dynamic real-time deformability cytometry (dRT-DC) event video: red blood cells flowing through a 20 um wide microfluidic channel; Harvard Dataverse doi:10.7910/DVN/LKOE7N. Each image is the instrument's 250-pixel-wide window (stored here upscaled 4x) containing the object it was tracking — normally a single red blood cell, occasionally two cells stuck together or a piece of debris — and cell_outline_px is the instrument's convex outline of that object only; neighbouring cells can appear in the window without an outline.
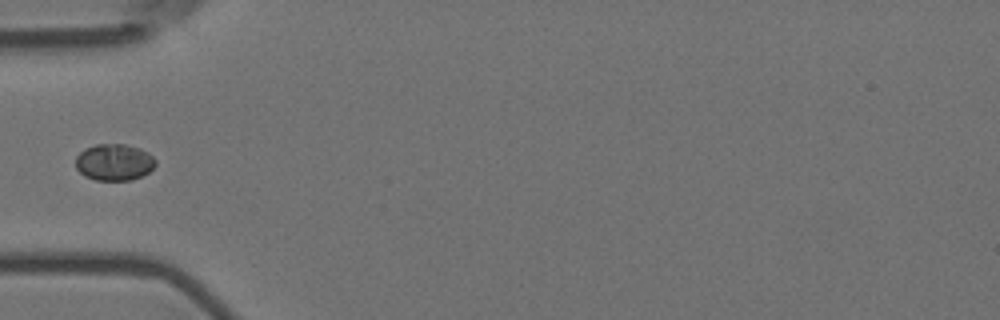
{"species": "Egyptian fruit bat (a non-hibernating species)", "species_latin": "Rousettus aegyptiacus", "temperature_condition": "room temperature", "stored_images_in_passage": 11, "camera_frame_rate_fps": 3000, "um_per_image_px": 0.085, "animal": {"sex": "female"}, "frame": {"image": 1, "passage_image": 1, "time_ms": 0.0, "image_size_px": [1000, 320], "cell_outline_px": [[156, 164], [148, 172], [132, 180], [96, 180], [84, 176], [76, 168], [76, 156], [84, 148], [96, 144], [124, 144], [140, 148], [148, 152], [156, 160]], "centroid_in_image_um": [9.69, 13.78], "position_along_channel_um": 75.3, "area_um2": 17.11}}
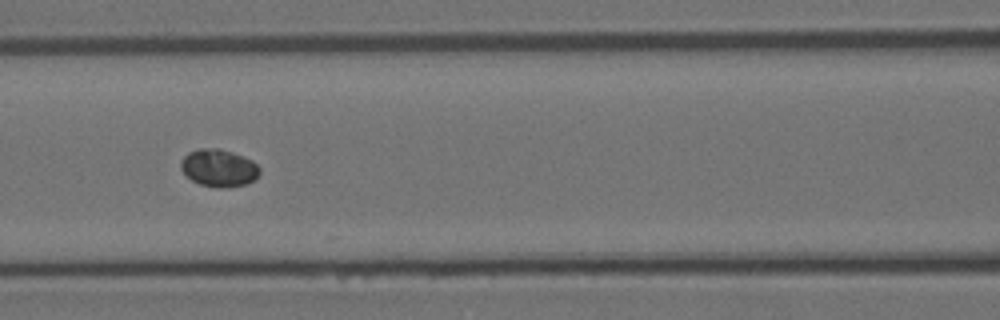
{"frame": {"image": 2, "passage_image": 7, "time_ms": 2.0, "image_size_px": [1000, 320], "cell_outline_px": [[260, 172], [252, 180], [244, 184], [224, 188], [216, 188], [200, 184], [192, 180], [180, 168], [180, 160], [188, 152], [200, 148], [220, 148], [244, 156], [252, 160], [260, 168]], "centroid_in_image_um": [18.58, 14.26], "position_along_channel_um": 148.0, "area_um2": 17.17}}
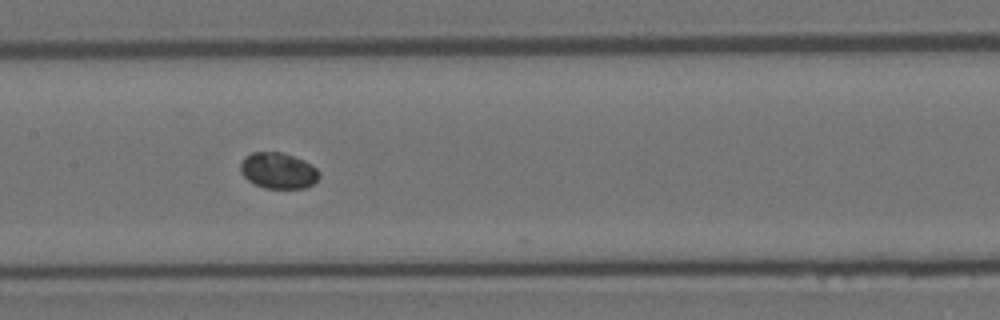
{"frame": {"image": 3, "passage_image": 10, "time_ms": 3.0, "image_size_px": [1000, 320], "cell_outline_px": [[320, 176], [312, 184], [304, 188], [264, 188], [248, 180], [240, 172], [240, 164], [244, 156], [252, 152], [284, 152], [304, 160], [312, 164], [320, 172]], "centroid_in_image_um": [23.65, 14.49], "position_along_channel_um": 183.8, "area_um2": 16.65}}